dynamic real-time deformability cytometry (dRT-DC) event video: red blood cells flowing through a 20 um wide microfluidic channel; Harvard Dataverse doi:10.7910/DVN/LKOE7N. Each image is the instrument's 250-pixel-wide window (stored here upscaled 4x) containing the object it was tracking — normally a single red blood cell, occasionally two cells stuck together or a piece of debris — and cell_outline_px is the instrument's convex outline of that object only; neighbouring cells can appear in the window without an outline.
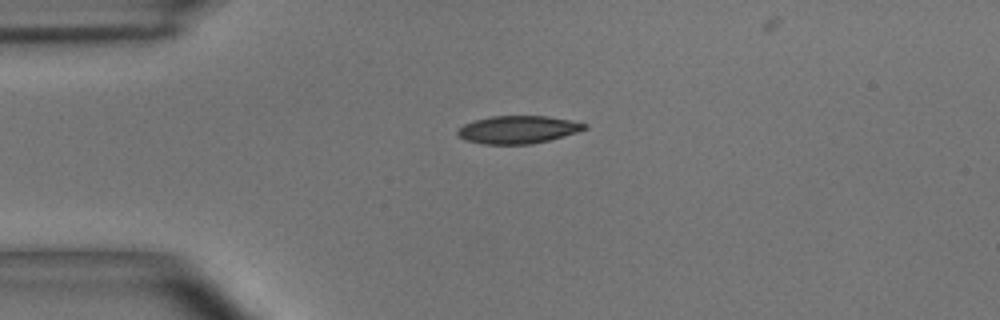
{"species": "common noctule bat (a hibernating species)", "species_latin": "Nyctalus noctula", "temperature_condition": "room temperature", "stored_images_in_passage": 41, "camera_frame_rate_fps": 3000, "um_per_image_px": 0.085, "animal": {"sex": "male", "body_mass_g": 15.6}, "frame": {"image": 1, "passage_image": 1, "time_ms": 0.0, "image_size_px": [1000, 320], "cell_outline_px": [[588, 128], [576, 132], [548, 140], [532, 144], [484, 144], [464, 140], [456, 132], [464, 124], [476, 120], [492, 116], [548, 116], [588, 124]], "centroid_in_image_um": [44.02, 11.02], "position_along_channel_um": 41.0, "area_um2": 20.29}}
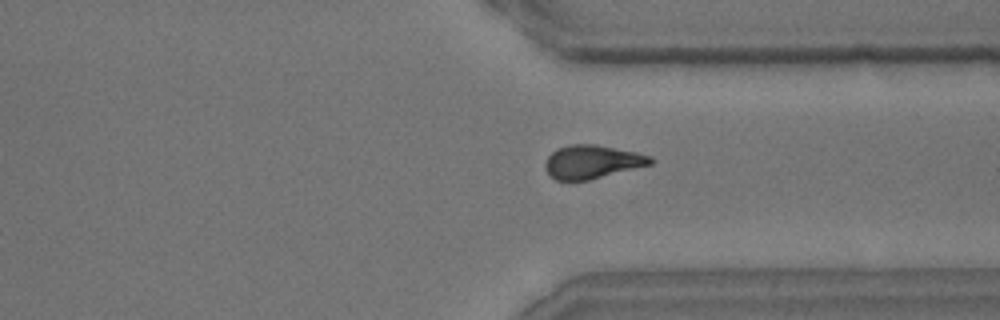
{"frame": {"image": 2, "passage_image": 29, "time_ms": 9.333, "image_size_px": [1000, 320], "cell_outline_px": [[656, 160], [652, 164], [588, 180], [556, 180], [548, 172], [544, 164], [548, 156], [556, 148], [568, 144], [596, 144], [636, 152], [652, 156]], "centroid_in_image_um": [50.35, 13.74], "position_along_channel_um": 361.0, "area_um2": 20.52}}
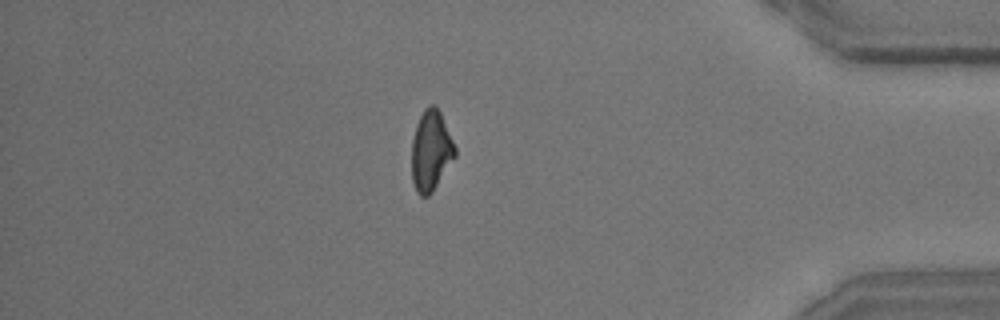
{"frame": {"image": 3, "passage_image": 35, "time_ms": 11.333, "image_size_px": [1000, 320], "cell_outline_px": [[456, 156], [432, 192], [428, 196], [420, 196], [416, 192], [412, 180], [412, 140], [416, 124], [424, 108], [428, 104], [432, 104], [440, 112], [456, 148]], "centroid_in_image_um": [36.62, 12.82], "position_along_channel_um": 398.6, "area_um2": 20.23}, "authors_computed_cell_mechanics": {"area_um2": 20.8658, "velocity_mm_per_s": 3.673, "shape_relaxation_time_tau1_ms": 5.7892, "shape_relaxation_time_tau2_ms": 2.4497, "deformation_change_tau1": 0.1616, "deformation_change_tau2": 0.0907}}